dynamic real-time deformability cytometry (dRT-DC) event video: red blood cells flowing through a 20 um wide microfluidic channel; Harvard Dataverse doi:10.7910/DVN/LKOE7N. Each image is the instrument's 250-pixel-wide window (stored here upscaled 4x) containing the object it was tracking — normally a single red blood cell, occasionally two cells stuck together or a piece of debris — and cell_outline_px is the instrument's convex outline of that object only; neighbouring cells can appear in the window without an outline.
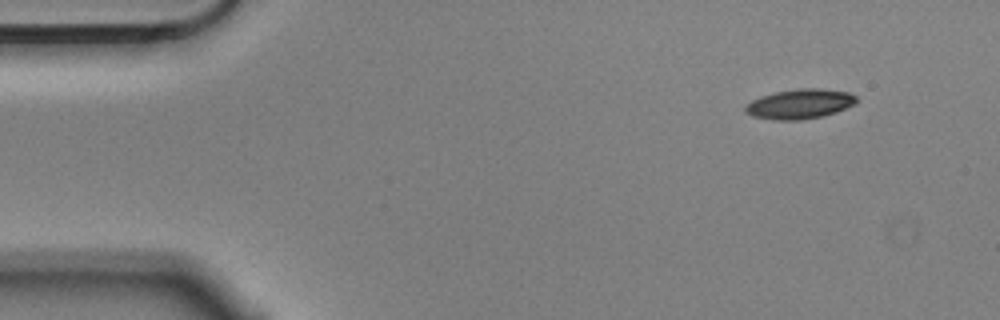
{"species": "Egyptian fruit bat (a non-hibernating species)", "species_latin": "Rousettus aegyptiacus", "temperature_condition": "cold", "stored_images_in_passage": 5, "camera_frame_rate_fps": 3000, "um_per_image_px": 0.085, "animal": {"sex": "male"}, "frame": {"image": 1, "passage_image": 1, "time_ms": 0.0, "image_size_px": [1000, 320], "cell_outline_px": [[856, 104], [836, 112], [824, 116], [800, 120], [772, 120], [752, 116], [744, 112], [744, 104], [760, 96], [776, 92], [796, 88], [820, 88], [848, 92], [856, 96]], "centroid_in_image_um": [67.95, 8.84], "position_along_channel_um": 17.0, "area_um2": 19.54}}
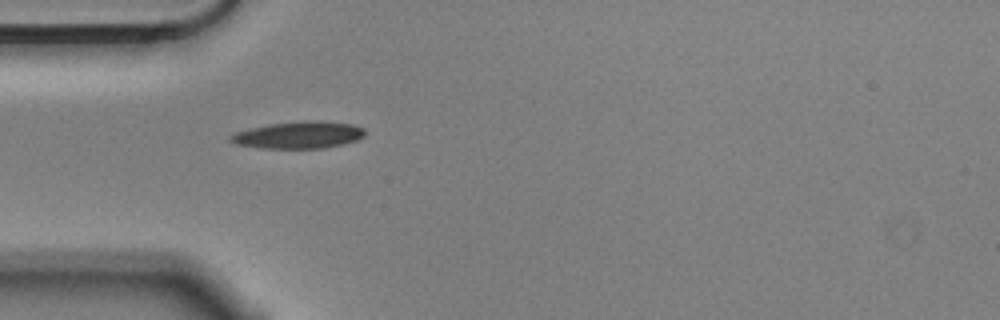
{"frame": {"image": 2, "passage_image": 4, "time_ms": 1.0, "image_size_px": [1000, 320], "cell_outline_px": [[364, 136], [356, 140], [324, 148], [260, 148], [232, 144], [228, 140], [228, 136], [236, 132], [248, 128], [268, 124], [304, 120], [312, 120], [352, 124], [364, 128]], "centroid_in_image_um": [25.3, 11.47], "position_along_channel_um": 59.7, "area_um2": 21.27}}
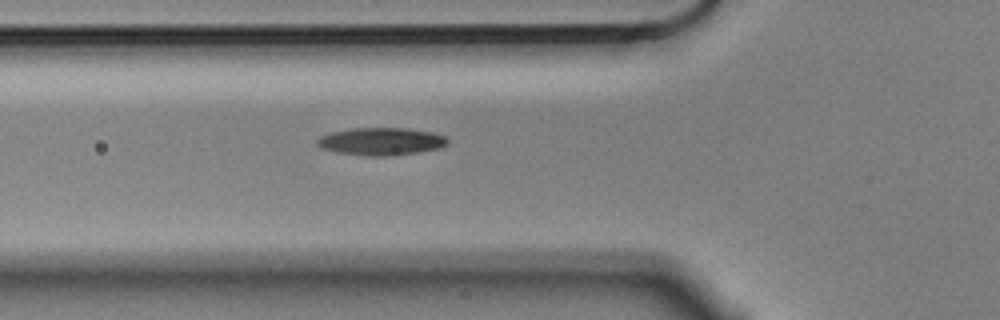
{"frame": {"image": 3, "passage_image": 5, "time_ms": 1.333, "image_size_px": [1000, 320], "cell_outline_px": [[448, 144], [440, 148], [416, 152], [388, 156], [368, 156], [336, 152], [320, 148], [316, 144], [316, 140], [320, 136], [332, 132], [352, 128], [408, 128], [432, 132], [444, 136], [448, 140]], "centroid_in_image_um": [32.37, 12.02], "position_along_channel_um": 93.4, "area_um2": 20.98}}